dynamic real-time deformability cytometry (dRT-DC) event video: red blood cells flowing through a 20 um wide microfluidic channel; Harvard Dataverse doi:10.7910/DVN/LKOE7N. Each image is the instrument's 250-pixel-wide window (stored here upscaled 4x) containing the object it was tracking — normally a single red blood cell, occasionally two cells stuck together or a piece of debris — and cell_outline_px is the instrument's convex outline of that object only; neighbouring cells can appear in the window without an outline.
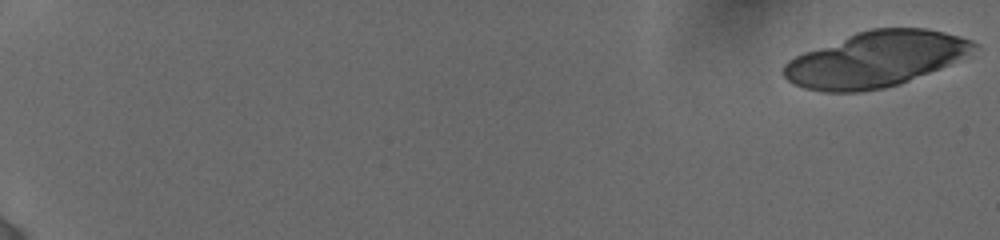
{"species": "human", "species_latin": "Homo sapiens", "temperature_condition": "cold", "stored_images_in_passage": 26, "camera_frame_rate_fps": 3000, "um_per_image_px": 0.085, "donor": {"sex": "female"}, "frame": {"image": 1, "passage_image": 1, "time_ms": 0.0, "image_size_px": [1000, 240], "cell_outline_px": [[976, 44], [960, 56], [948, 64], [940, 68], [900, 84], [884, 88], [860, 92], [820, 92], [804, 88], [792, 84], [784, 76], [784, 64], [788, 60], [804, 52], [856, 32], [872, 28], [924, 28], [944, 32], [960, 36], [972, 40]], "centroid_in_image_um": [74.34, 5.05], "position_along_channel_um": 10.7, "area_um2": 60.57}}